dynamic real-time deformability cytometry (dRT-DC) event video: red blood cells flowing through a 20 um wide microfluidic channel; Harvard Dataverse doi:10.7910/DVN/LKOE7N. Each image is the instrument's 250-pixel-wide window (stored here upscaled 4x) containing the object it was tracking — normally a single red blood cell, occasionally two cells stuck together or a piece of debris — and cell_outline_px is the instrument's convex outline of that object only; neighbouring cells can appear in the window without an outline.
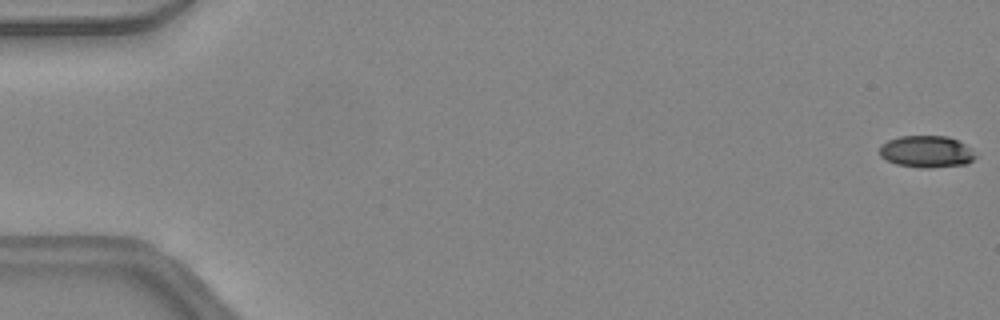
{"species": "common noctule bat (a hibernating species)", "species_latin": "Nyctalus noctula", "temperature_condition": "warm", "stored_images_in_passage": 47, "camera_frame_rate_fps": 3000, "um_per_image_px": 0.085, "animal": {"sex": "female", "body_mass_g": 24.6, "forearm_length_mm": 56.2}, "frame": {"image": 1, "passage_image": 1, "time_ms": 0.0, "image_size_px": [1000, 320], "cell_outline_px": [[976, 156], [968, 164], [932, 168], [924, 168], [896, 164], [880, 156], [880, 144], [888, 140], [900, 136], [948, 136], [972, 148]], "centroid_in_image_um": [78.76, 12.89], "position_along_channel_um": 6.2, "area_um2": 17.86}}
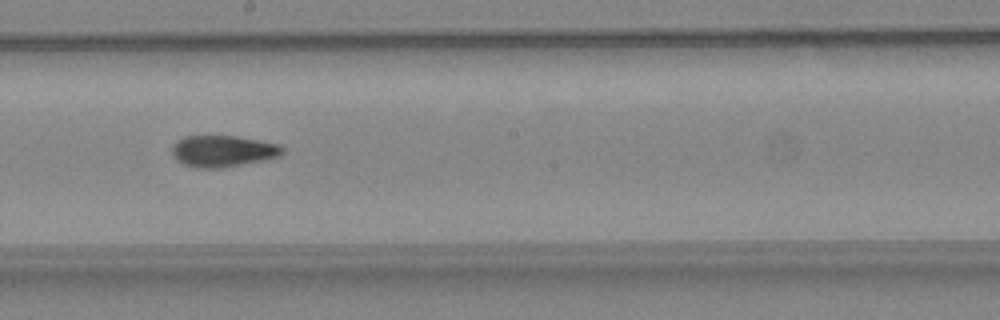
{"frame": {"image": 2, "passage_image": 27, "time_ms": 8.667, "image_size_px": [1000, 320], "cell_outline_px": [[284, 152], [280, 156], [264, 160], [220, 168], [192, 168], [180, 164], [172, 156], [172, 144], [184, 136], [236, 136], [280, 144], [284, 148]], "centroid_in_image_um": [18.91, 12.85], "position_along_channel_um": 229.3, "area_um2": 20.52}}
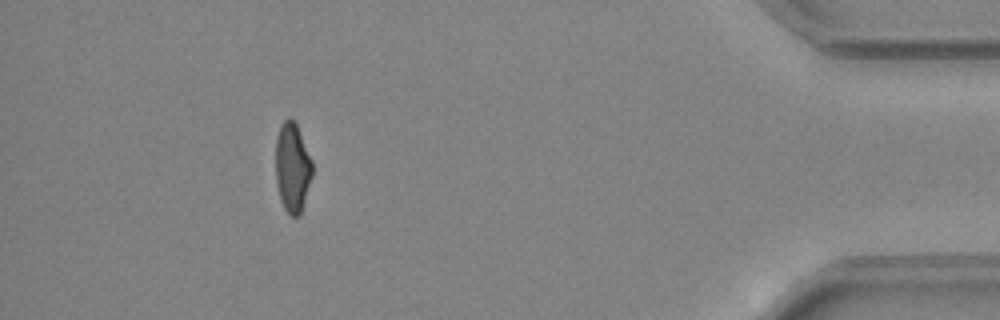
{"frame": {"image": 3, "passage_image": 43, "time_ms": 14.0, "image_size_px": [1000, 320], "cell_outline_px": [[312, 176], [300, 216], [292, 216], [284, 208], [280, 200], [276, 184], [276, 136], [280, 124], [288, 116], [296, 124], [312, 160]], "centroid_in_image_um": [24.84, 14.24], "position_along_channel_um": 410.4, "area_um2": 19.13}, "authors_computed_cell_mechanics": {"area_um2": 19.8832, "velocity_mm_per_s": 4.4768, "shape_relaxation_time_tau1_ms": 9.1065, "shape_relaxation_time_tau2_ms": 2.5183, "deformation_change_tau1": 0.251, "deformation_change_tau2": 0.0932}}